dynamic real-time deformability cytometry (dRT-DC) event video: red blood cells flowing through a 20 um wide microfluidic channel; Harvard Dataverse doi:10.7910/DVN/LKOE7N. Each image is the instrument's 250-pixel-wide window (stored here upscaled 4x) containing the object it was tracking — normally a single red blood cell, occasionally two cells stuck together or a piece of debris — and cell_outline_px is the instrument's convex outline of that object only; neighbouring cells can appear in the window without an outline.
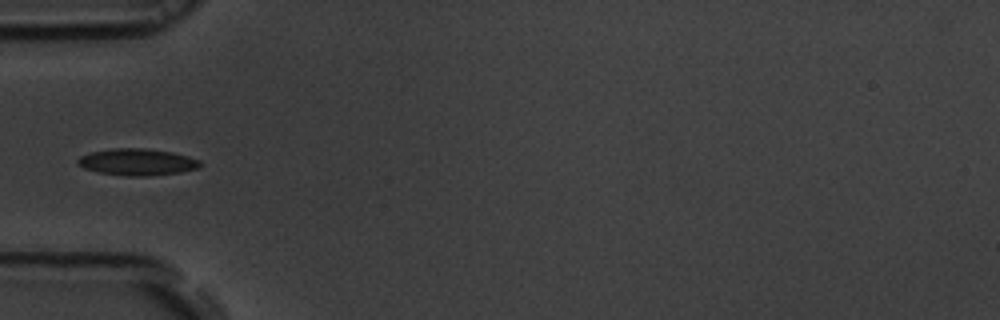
{"species": "common noctule bat (a hibernating species)", "species_latin": "Nyctalus noctula", "temperature_condition": "room temperature", "stored_images_in_passage": 38, "camera_frame_rate_fps": 3000, "um_per_image_px": 0.085, "animal": {"sex": "male", "body_mass_g": 19.5, "forearm_length_mm": 54.6}, "frame": {"image": 1, "passage_image": 1, "time_ms": 0.0, "image_size_px": [1000, 320], "cell_outline_px": [[200, 168], [180, 172], [148, 176], [124, 176], [100, 172], [84, 168], [76, 160], [80, 156], [92, 152], [112, 148], [144, 148], [172, 152], [188, 156], [200, 160]], "centroid_in_image_um": [11.69, 13.77], "position_along_channel_um": 73.3, "area_um2": 18.96}}
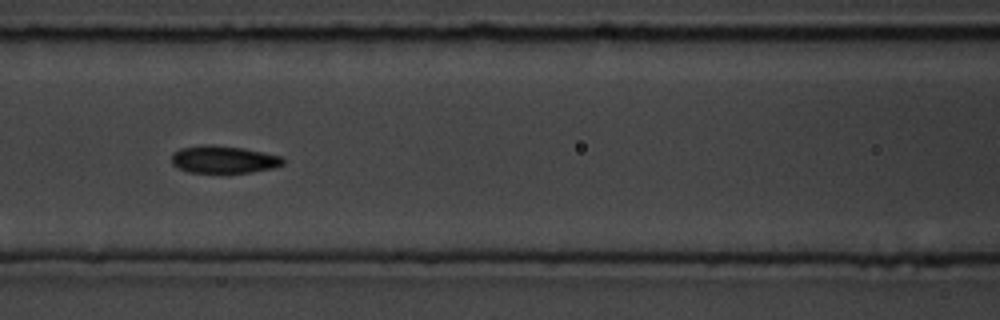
{"frame": {"image": 2, "passage_image": 7, "time_ms": 2.0, "image_size_px": [1000, 320], "cell_outline_px": [[284, 164], [272, 168], [252, 172], [188, 172], [172, 164], [172, 152], [180, 148], [200, 144], [212, 144], [244, 148], [280, 156], [284, 160]], "centroid_in_image_um": [18.97, 13.53], "position_along_channel_um": 147.6, "area_um2": 17.8}}
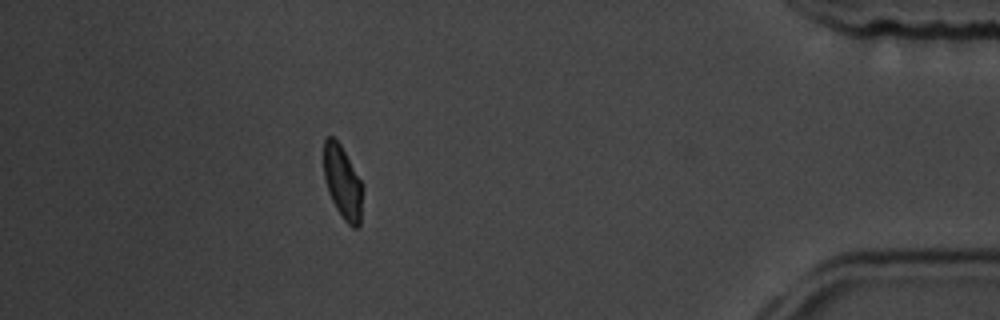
{"frame": {"image": 3, "passage_image": 32, "time_ms": 10.333, "image_size_px": [1000, 320], "cell_outline_px": [[364, 188], [360, 224], [356, 228], [352, 228], [344, 220], [336, 208], [328, 192], [324, 180], [324, 140], [328, 136], [332, 136], [340, 144], [364, 184]], "centroid_in_image_um": [29.15, 15.52], "position_along_channel_um": 406.0, "area_um2": 16.88}}